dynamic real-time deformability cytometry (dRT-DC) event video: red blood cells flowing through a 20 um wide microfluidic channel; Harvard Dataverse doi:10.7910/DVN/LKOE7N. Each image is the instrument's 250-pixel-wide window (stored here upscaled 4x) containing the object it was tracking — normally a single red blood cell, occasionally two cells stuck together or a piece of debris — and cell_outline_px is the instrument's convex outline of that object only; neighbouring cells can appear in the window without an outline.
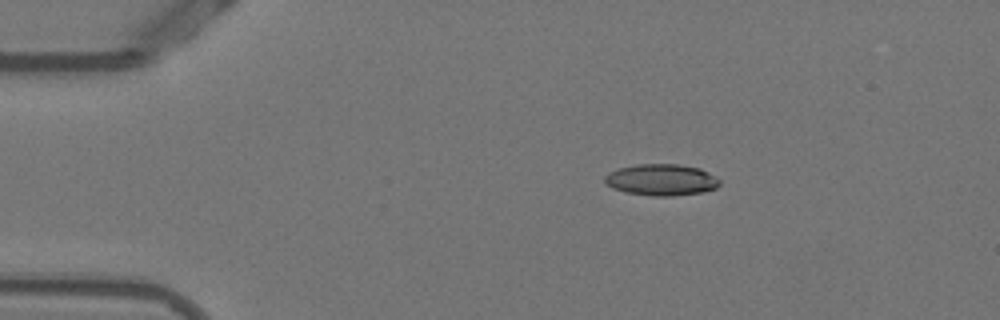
{"species": "Egyptian fruit bat (a non-hibernating species)", "species_latin": "Rousettus aegyptiacus", "temperature_condition": "warm", "stored_images_in_passage": 44, "camera_frame_rate_fps": 3000, "um_per_image_px": 0.085, "animal": {"sex": "female"}, "frame": {"image": 1, "passage_image": 1, "time_ms": 0.0, "image_size_px": [1000, 320], "cell_outline_px": [[720, 184], [716, 188], [704, 192], [672, 196], [652, 196], [624, 192], [612, 188], [604, 180], [604, 176], [608, 172], [620, 168], [636, 164], [676, 164], [700, 168], [708, 172], [720, 180]], "centroid_in_image_um": [56.22, 15.29], "position_along_channel_um": 28.8, "area_um2": 21.15}}
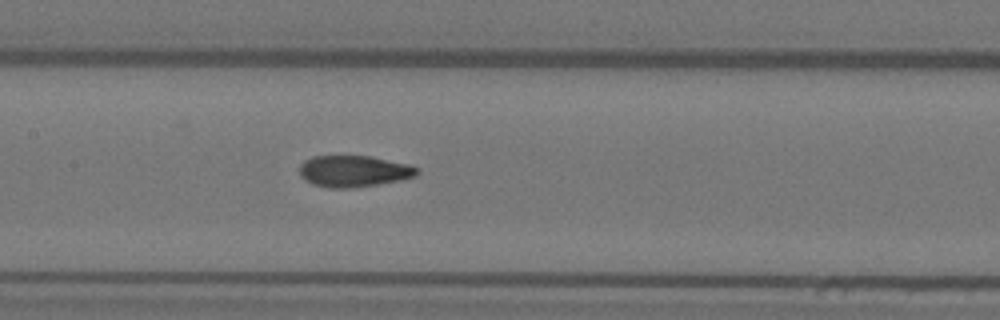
{"frame": {"image": 2, "passage_image": 17, "time_ms": 5.333, "image_size_px": [1000, 320], "cell_outline_px": [[420, 172], [416, 176], [400, 180], [352, 188], [328, 188], [312, 184], [304, 180], [300, 176], [300, 164], [304, 160], [312, 156], [368, 156], [408, 164], [416, 168]], "centroid_in_image_um": [30.02, 14.55], "position_along_channel_um": 177.4, "area_um2": 21.5}}
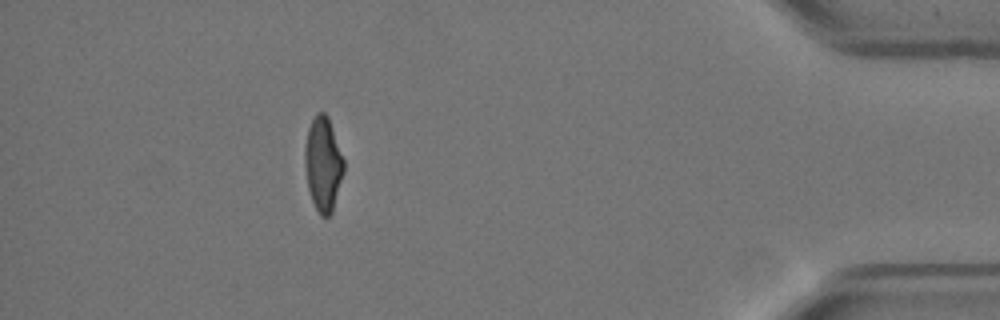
{"frame": {"image": 3, "passage_image": 39, "time_ms": 12.667, "image_size_px": [1000, 320], "cell_outline_px": [[344, 172], [332, 212], [328, 216], [320, 216], [312, 200], [308, 188], [304, 164], [304, 144], [308, 128], [316, 112], [324, 112], [328, 116], [344, 160]], "centroid_in_image_um": [27.45, 13.92], "position_along_channel_um": 407.8, "area_um2": 21.44}, "authors_computed_cell_mechanics": {"area_um2": 21.5305, "velocity_mm_per_s": 3.8644, "shape_relaxation_time_tau1_ms": 8.4039, "shape_relaxation_time_tau2_ms": 1.7676, "deformation_change_tau1": 0.2304, "deformation_change_tau2": 0.0909}}